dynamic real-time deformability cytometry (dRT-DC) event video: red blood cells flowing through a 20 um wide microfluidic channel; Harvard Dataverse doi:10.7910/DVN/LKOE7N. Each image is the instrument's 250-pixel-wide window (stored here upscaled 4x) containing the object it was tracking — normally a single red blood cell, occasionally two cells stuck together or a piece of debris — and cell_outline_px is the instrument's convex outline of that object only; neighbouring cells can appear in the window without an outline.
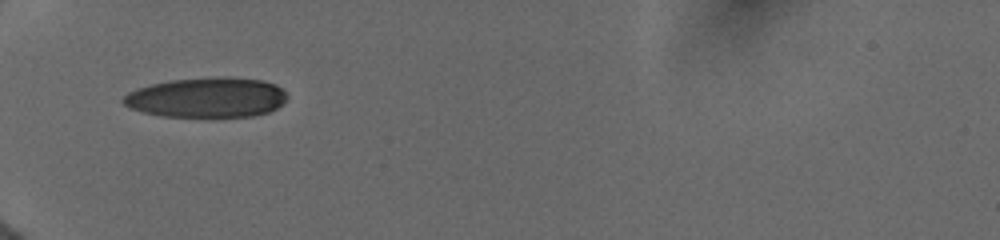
{"species": "human", "species_latin": "Homo sapiens", "temperature_condition": "cold", "stored_images_in_passage": 4, "camera_frame_rate_fps": 3000, "um_per_image_px": 0.085, "donor": {"sex": "female"}, "frame": {"image": 1, "passage_image": 1, "time_ms": 0.0, "image_size_px": [1000, 240], "cell_outline_px": [[288, 100], [276, 108], [268, 112], [252, 116], [164, 116], [144, 112], [132, 108], [124, 104], [120, 100], [128, 92], [152, 84], [172, 80], [216, 76], [228, 76], [264, 80], [276, 84], [288, 96]], "centroid_in_image_um": [17.63, 8.27], "position_along_channel_um": 67.4, "area_um2": 38.15}}
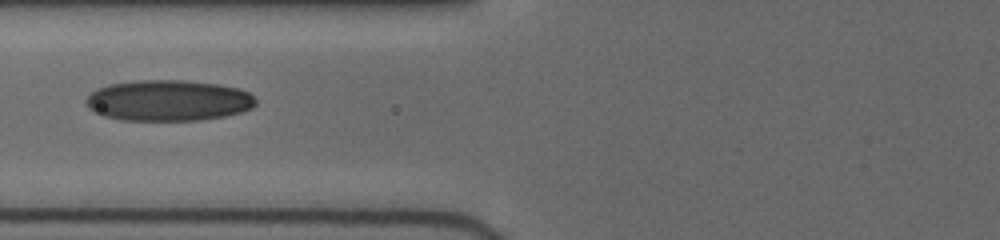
{"frame": {"image": 2, "passage_image": 3, "time_ms": 1.333, "image_size_px": [1000, 240], "cell_outline_px": [[256, 104], [252, 108], [240, 112], [224, 116], [200, 120], [120, 120], [104, 116], [92, 112], [88, 108], [84, 100], [96, 88], [108, 84], [136, 80], [184, 80], [220, 84], [240, 88], [248, 92], [256, 100]], "centroid_in_image_um": [14.28, 8.53], "position_along_channel_um": 111.5, "area_um2": 40.86}}